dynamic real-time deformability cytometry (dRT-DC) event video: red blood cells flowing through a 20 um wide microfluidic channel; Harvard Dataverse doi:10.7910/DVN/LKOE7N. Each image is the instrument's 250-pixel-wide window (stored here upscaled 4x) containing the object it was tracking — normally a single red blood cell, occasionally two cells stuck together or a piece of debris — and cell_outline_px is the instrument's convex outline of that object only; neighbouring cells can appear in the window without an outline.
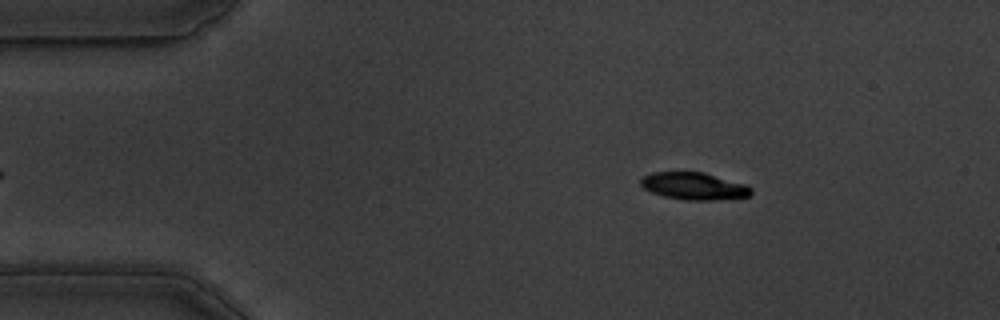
{"species": "common noctule bat (a hibernating species)", "species_latin": "Nyctalus noctula", "temperature_condition": "warm", "stored_images_in_passage": 50, "camera_frame_rate_fps": 3000, "um_per_image_px": 0.085, "animal": {"sex": "male", "body_mass_g": 19.5, "forearm_length_mm": 54.6}, "frame": {"image": 1, "passage_image": 3, "time_ms": 0.667, "image_size_px": [1000, 320], "cell_outline_px": [[752, 192], [748, 196], [712, 200], [684, 200], [664, 196], [652, 192], [644, 188], [640, 184], [640, 180], [644, 176], [652, 172], [704, 172], [744, 184], [752, 188]], "centroid_in_image_um": [58.96, 15.81], "position_along_channel_um": 26.0, "area_um2": 17.34}}
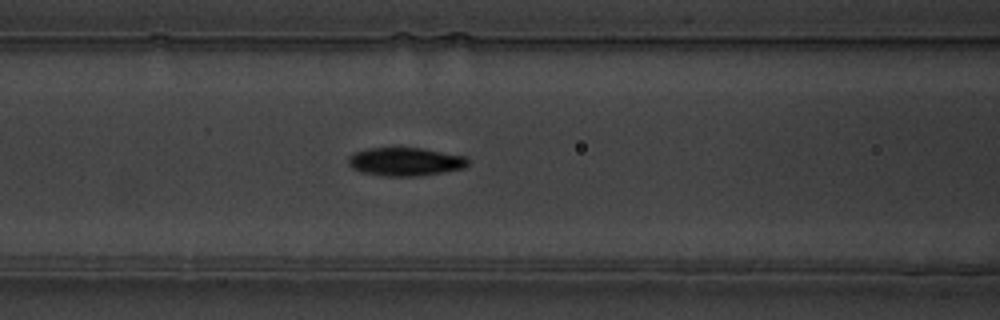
{"frame": {"image": 2, "passage_image": 17, "time_ms": 5.333, "image_size_px": [1000, 320], "cell_outline_px": [[468, 164], [464, 168], [416, 176], [384, 176], [360, 172], [352, 168], [348, 164], [348, 156], [352, 152], [368, 148], [424, 148], [464, 156], [468, 160]], "centroid_in_image_um": [34.39, 13.73], "position_along_channel_um": 132.2, "area_um2": 19.77}}
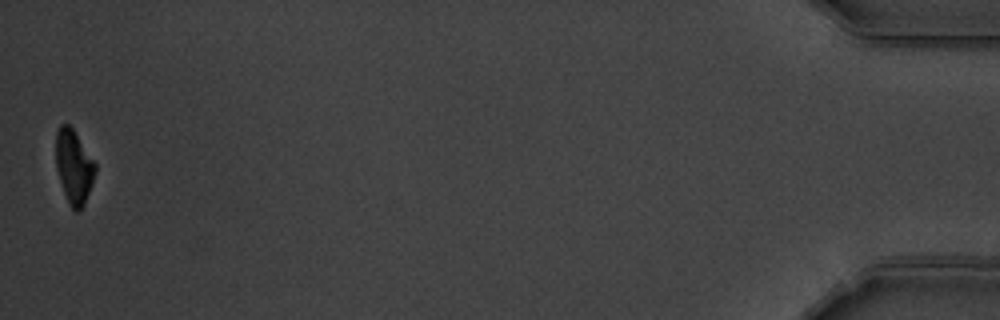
{"frame": {"image": 3, "passage_image": 50, "time_ms": 16.333, "image_size_px": [1000, 320], "cell_outline_px": [[96, 172], [92, 184], [84, 204], [76, 212], [68, 204], [56, 168], [56, 132], [60, 124], [68, 124], [72, 128], [96, 164]], "centroid_in_image_um": [6.27, 14.17], "position_along_channel_um": 428.9, "area_um2": 16.7}, "authors_computed_cell_mechanics": {"area_um2": 19.2474, "velocity_mm_per_s": 3.5682, "shape_relaxation_time_tau1_ms": 3.2733, "shape_relaxation_time_tau2_ms": 2.7905, "deformation_change_tau1": 0.1559, "deformation_change_tau2": 0.07}}